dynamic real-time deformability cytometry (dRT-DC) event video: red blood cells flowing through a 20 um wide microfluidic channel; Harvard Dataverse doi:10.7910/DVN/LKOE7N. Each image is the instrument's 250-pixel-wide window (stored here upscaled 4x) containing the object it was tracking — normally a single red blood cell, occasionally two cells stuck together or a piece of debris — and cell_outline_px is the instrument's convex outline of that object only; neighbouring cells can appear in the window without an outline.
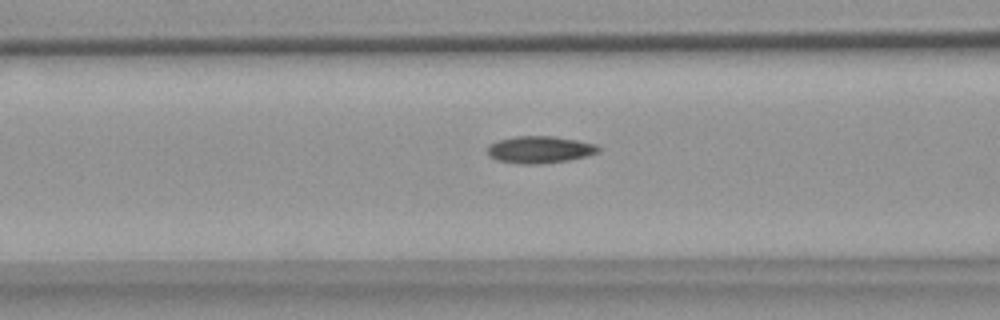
{"species": "common noctule bat (a hibernating species)", "species_latin": "Nyctalus noctula", "temperature_condition": "warm", "stored_images_in_passage": 55, "camera_frame_rate_fps": 3000, "um_per_image_px": 0.085, "animal": {"sex": "female", "body_mass_g": 18.4}, "frame": {"image": 1, "passage_image": 22, "time_ms": 7.0, "image_size_px": [1000, 320], "cell_outline_px": [[600, 152], [588, 156], [568, 160], [540, 164], [516, 164], [496, 160], [488, 156], [488, 144], [496, 140], [516, 136], [552, 136], [576, 140], [596, 144], [600, 148]], "centroid_in_image_um": [45.85, 12.72], "position_along_channel_um": 120.7, "area_um2": 17.74}}
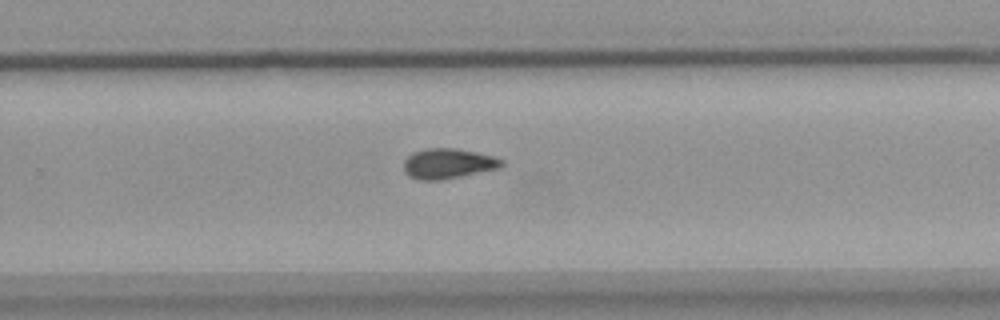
{"frame": {"image": 2, "passage_image": 36, "time_ms": 11.667, "image_size_px": [1000, 320], "cell_outline_px": [[504, 164], [500, 168], [440, 180], [420, 180], [408, 176], [404, 172], [404, 160], [412, 152], [428, 148], [456, 148], [476, 152], [492, 156], [504, 160]], "centroid_in_image_um": [38.07, 13.9], "position_along_channel_um": 291.7, "area_um2": 17.22}}
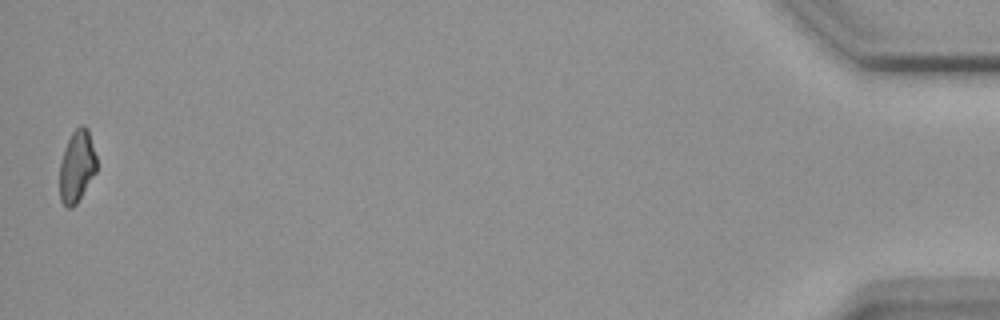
{"frame": {"image": 3, "passage_image": 55, "time_ms": 18.0, "image_size_px": [1000, 320], "cell_outline_px": [[96, 172], [76, 204], [72, 208], [68, 208], [60, 200], [60, 164], [64, 148], [72, 132], [80, 124], [84, 124], [88, 128], [96, 156]], "centroid_in_image_um": [6.53, 14.11], "position_along_channel_um": 428.7, "area_um2": 15.49}, "authors_computed_cell_mechanics": {"area_um2": 16.5886, "velocity_mm_per_s": 3.6856, "shape_relaxation_time_tau1_ms": null, "shape_relaxation_time_tau2_ms": 11.1089, "deformation_change_tau1": null, "deformation_change_tau2": 0.1851}}